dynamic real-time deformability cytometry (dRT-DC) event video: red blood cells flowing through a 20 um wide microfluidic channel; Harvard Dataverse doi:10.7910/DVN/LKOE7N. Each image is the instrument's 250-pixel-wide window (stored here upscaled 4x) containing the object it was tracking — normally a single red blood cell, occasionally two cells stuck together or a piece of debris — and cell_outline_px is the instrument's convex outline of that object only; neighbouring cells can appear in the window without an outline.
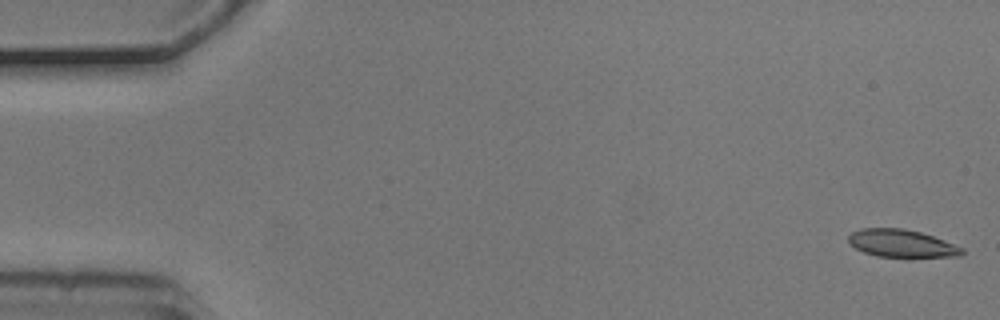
{"species": "common noctule bat (a hibernating species)", "species_latin": "Nyctalus noctula", "temperature_condition": "cold", "stored_images_in_passage": 4, "camera_frame_rate_fps": 3000, "um_per_image_px": 0.085, "animal": {"sex": "male", "body_mass_g": 20.5, "forearm_length_mm": 52.5}, "frame": {"image": 1, "passage_image": 1, "time_ms": 0.0, "image_size_px": [1000, 320], "cell_outline_px": [[964, 252], [960, 256], [876, 256], [864, 252], [856, 248], [848, 240], [848, 236], [852, 232], [860, 228], [904, 228], [920, 232], [944, 240], [964, 248]], "centroid_in_image_um": [76.63, 20.67], "position_along_channel_um": 8.4, "area_um2": 17.98}}
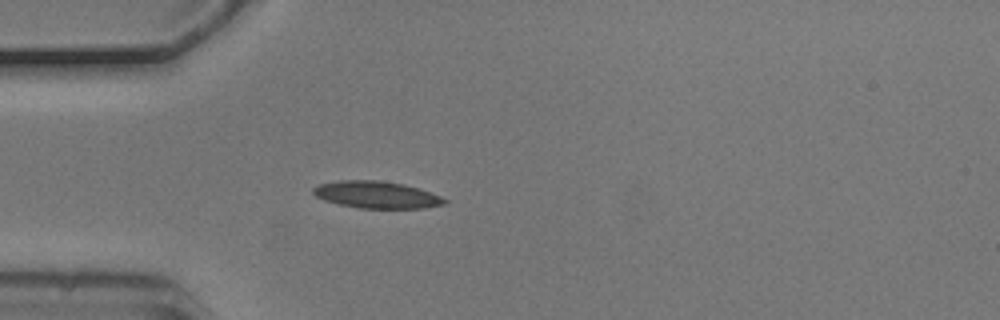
{"frame": {"image": 2, "passage_image": 4, "time_ms": 1.0, "image_size_px": [1000, 320], "cell_outline_px": [[448, 200], [444, 204], [424, 208], [360, 208], [340, 204], [324, 200], [316, 196], [312, 192], [312, 188], [320, 184], [340, 180], [380, 180], [404, 184], [440, 196]], "centroid_in_image_um": [31.98, 16.55], "position_along_channel_um": 53.0, "area_um2": 20.46}}